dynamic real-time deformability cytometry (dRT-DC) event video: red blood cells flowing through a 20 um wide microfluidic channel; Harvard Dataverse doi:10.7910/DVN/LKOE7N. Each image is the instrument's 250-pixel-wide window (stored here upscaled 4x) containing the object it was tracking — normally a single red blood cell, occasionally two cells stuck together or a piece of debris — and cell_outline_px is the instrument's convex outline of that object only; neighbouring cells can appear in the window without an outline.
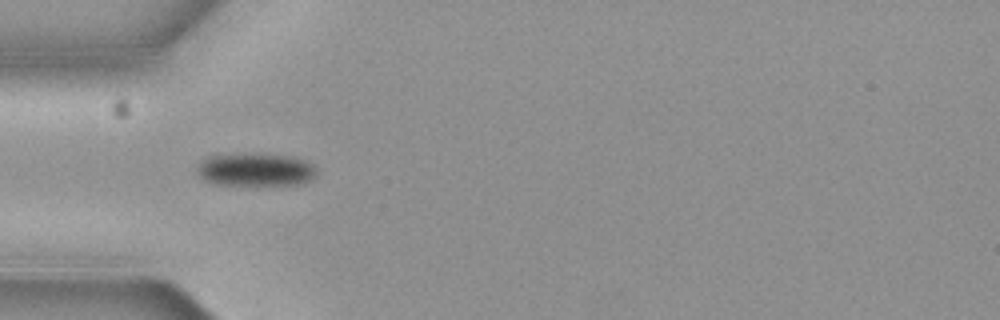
{"species": "common noctule bat (a hibernating species)", "species_latin": "Nyctalus noctula", "temperature_condition": "cold", "stored_images_in_passage": 7, "camera_frame_rate_fps": 3000, "um_per_image_px": 0.085, "animal": {"sex": "female", "body_mass_g": 19.3, "forearm_length_mm": 54.1}, "frame": {"image": 1, "passage_image": 1, "time_ms": 0.0, "image_size_px": [1000, 320], "cell_outline_px": [[316, 172], [308, 180], [296, 184], [216, 184], [200, 176], [196, 172], [196, 168], [204, 160], [212, 156], [252, 152], [292, 156], [304, 160], [312, 164]], "centroid_in_image_um": [21.71, 14.38], "position_along_channel_um": 63.3, "area_um2": 22.6}}
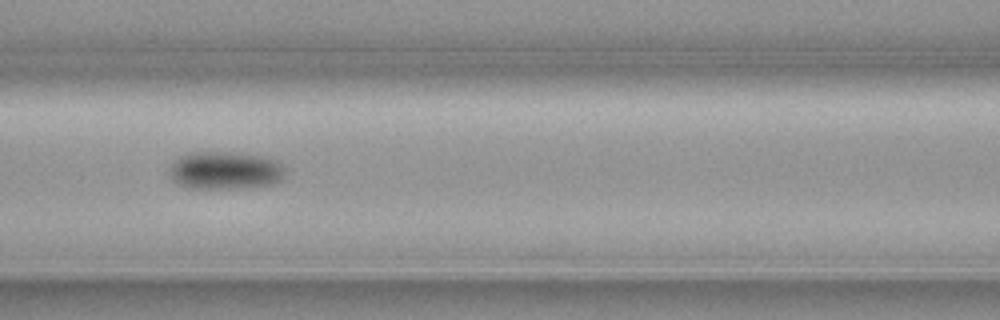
{"frame": {"image": 2, "passage_image": 3, "time_ms": 0.667, "image_size_px": [1000, 320], "cell_outline_px": [[284, 172], [280, 180], [272, 184], [240, 188], [188, 188], [176, 184], [172, 180], [168, 172], [168, 168], [172, 160], [188, 152], [232, 152], [264, 156], [280, 160], [284, 164]], "centroid_in_image_um": [19.09, 14.47], "position_along_channel_um": 147.5, "area_um2": 26.07}}
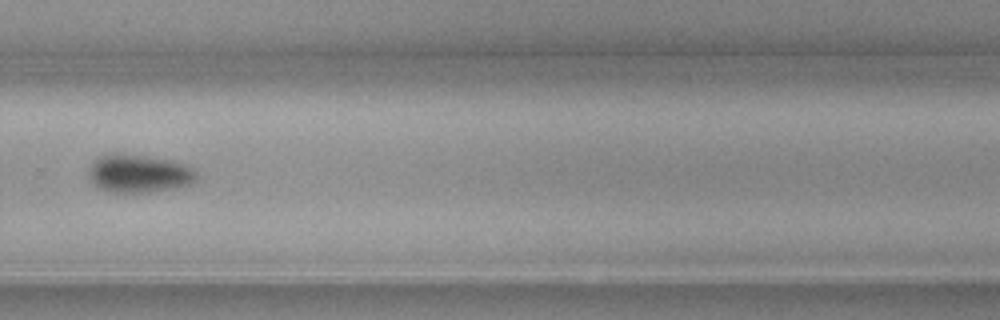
{"frame": {"image": 3, "passage_image": 7, "time_ms": 2.0, "image_size_px": [1000, 320], "cell_outline_px": [[196, 180], [188, 184], [168, 188], [144, 192], [108, 192], [96, 188], [88, 176], [88, 168], [100, 156], [140, 156], [164, 160], [184, 164], [192, 168], [196, 172]], "centroid_in_image_um": [11.75, 14.8], "position_along_channel_um": 318.1, "area_um2": 22.83}}